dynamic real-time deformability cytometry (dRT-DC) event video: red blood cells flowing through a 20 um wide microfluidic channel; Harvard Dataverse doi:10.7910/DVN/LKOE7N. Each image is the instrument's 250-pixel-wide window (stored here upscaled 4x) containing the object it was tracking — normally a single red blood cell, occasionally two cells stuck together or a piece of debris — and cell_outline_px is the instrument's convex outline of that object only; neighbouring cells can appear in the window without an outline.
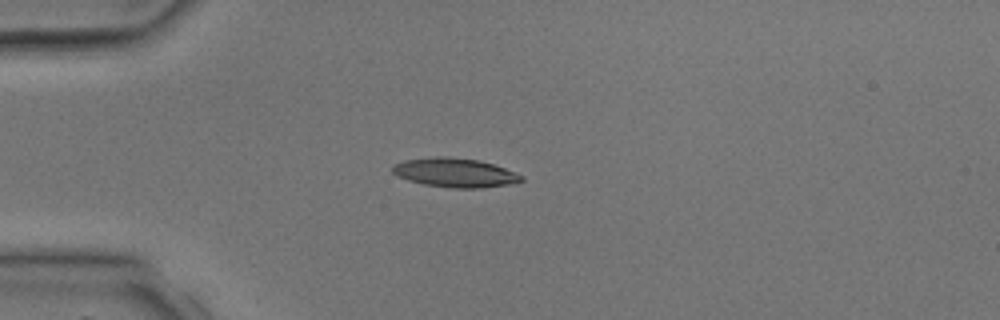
{"species": "common noctule bat (a hibernating species)", "species_latin": "Nyctalus noctula", "temperature_condition": "room temperature", "stored_images_in_passage": 1, "camera_frame_rate_fps": 3000, "um_per_image_px": 0.085, "animal": {"sex": "male", "body_mass_g": 17.9, "forearm_length_mm": 54.2}, "frame": {"image": 1, "passage_image": 1, "time_ms": 0.0, "image_size_px": [1000, 320], "cell_outline_px": [[524, 180], [508, 184], [480, 188], [452, 188], [424, 184], [408, 180], [396, 176], [392, 172], [392, 164], [404, 160], [436, 156], [448, 156], [480, 160], [504, 168], [524, 176]], "centroid_in_image_um": [38.63, 14.67], "position_along_channel_um": 46.4, "area_um2": 21.91}}